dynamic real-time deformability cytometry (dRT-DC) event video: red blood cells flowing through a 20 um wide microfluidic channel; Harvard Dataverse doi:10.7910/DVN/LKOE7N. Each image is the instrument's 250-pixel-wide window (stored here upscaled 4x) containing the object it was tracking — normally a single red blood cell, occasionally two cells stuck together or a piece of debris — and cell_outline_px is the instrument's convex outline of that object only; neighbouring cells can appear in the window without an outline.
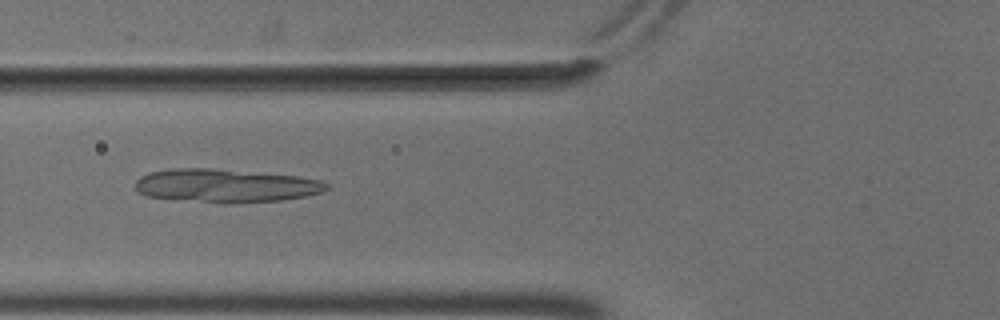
{"species": "common noctule bat (a hibernating species)", "species_latin": "Nyctalus noctula", "temperature_condition": "cold", "stored_images_in_passage": 40, "camera_frame_rate_fps": 3000, "um_per_image_px": 0.085, "animal": {"sex": "male", "body_mass_g": 18.8}, "frame": {"image": 1, "passage_image": 7, "time_ms": 2.0, "image_size_px": [1000, 320], "cell_outline_px": [[328, 188], [324, 192], [284, 200], [204, 200], [144, 196], [136, 188], [136, 180], [140, 176], [148, 172], [172, 168], [212, 168], [296, 176], [320, 180], [328, 184]], "centroid_in_image_um": [19.18, 15.72], "position_along_channel_um": 106.6, "area_um2": 35.66}}
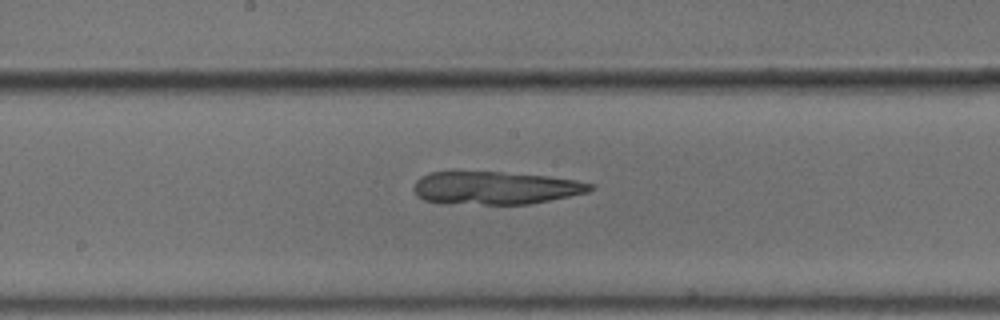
{"frame": {"image": 2, "passage_image": 15, "time_ms": 4.667, "image_size_px": [1000, 320], "cell_outline_px": [[592, 188], [588, 192], [528, 204], [440, 204], [424, 200], [416, 196], [412, 188], [416, 180], [420, 176], [432, 172], [500, 172], [548, 176], [576, 180], [592, 184]], "centroid_in_image_um": [42.01, 15.98], "position_along_channel_um": 206.2, "area_um2": 33.93}}
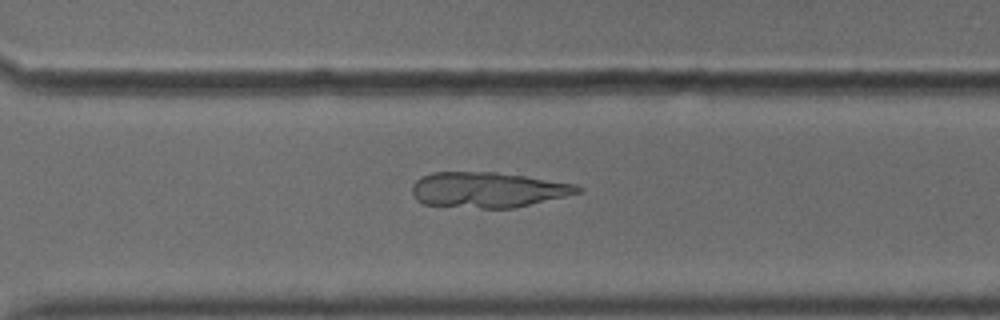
{"frame": {"image": 3, "passage_image": 25, "time_ms": 8.0, "image_size_px": [1000, 320], "cell_outline_px": [[584, 188], [580, 192], [516, 208], [484, 208], [424, 204], [416, 200], [412, 192], [412, 184], [420, 176], [432, 172], [496, 172], [524, 176], [576, 184]], "centroid_in_image_um": [41.44, 16.13], "position_along_channel_um": 329.2, "area_um2": 34.1}}